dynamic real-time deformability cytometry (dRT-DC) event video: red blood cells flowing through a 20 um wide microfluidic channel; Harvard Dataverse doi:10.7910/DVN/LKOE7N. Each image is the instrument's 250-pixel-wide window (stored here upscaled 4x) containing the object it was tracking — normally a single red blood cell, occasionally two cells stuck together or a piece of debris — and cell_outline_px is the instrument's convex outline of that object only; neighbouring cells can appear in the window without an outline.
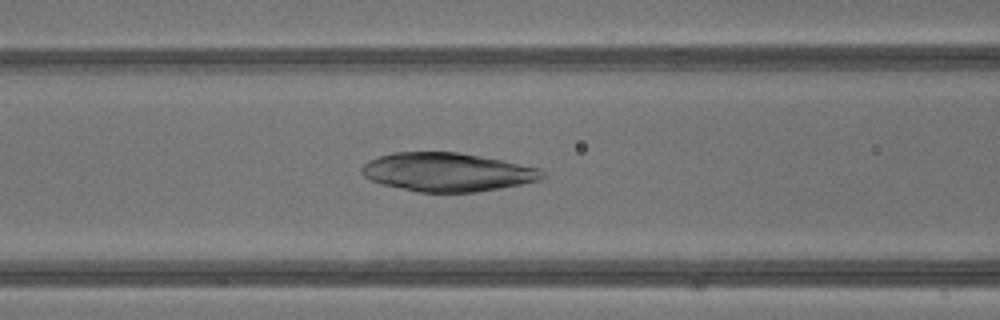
{"species": "common noctule bat (a hibernating species)", "species_latin": "Nyctalus noctula", "temperature_condition": "warm", "stored_images_in_passage": 37, "camera_frame_rate_fps": 3000, "um_per_image_px": 0.085, "animal": {"sex": "male", "body_mass_g": 13.3}, "frame": {"image": 1, "passage_image": 13, "time_ms": 4.0, "image_size_px": [1000, 320], "cell_outline_px": [[548, 176], [540, 180], [500, 188], [476, 192], [420, 192], [380, 184], [364, 176], [360, 172], [360, 168], [368, 160], [392, 152], [456, 152], [480, 156], [540, 168]], "centroid_in_image_um": [38.01, 14.63], "position_along_channel_um": 128.6, "area_um2": 40.58}}
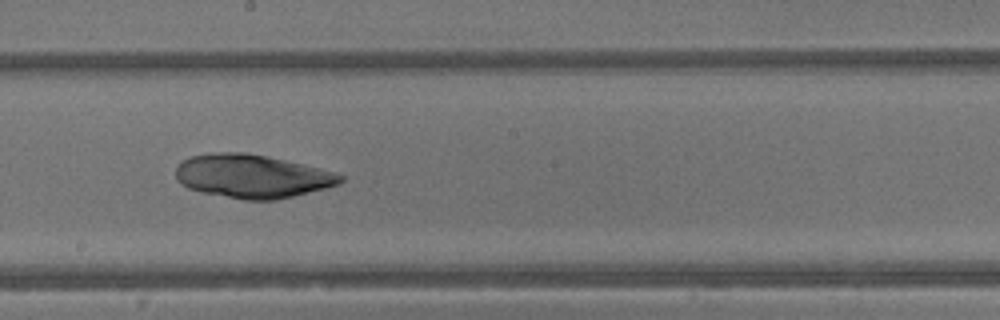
{"frame": {"image": 2, "passage_image": 19, "time_ms": 6.0, "image_size_px": [1000, 320], "cell_outline_px": [[344, 180], [340, 184], [276, 200], [244, 200], [200, 192], [188, 188], [180, 184], [176, 180], [176, 168], [188, 156], [212, 152], [244, 152], [268, 156], [320, 168], [336, 172], [344, 176]], "centroid_in_image_um": [21.41, 14.97], "position_along_channel_um": 226.8, "area_um2": 41.91}}
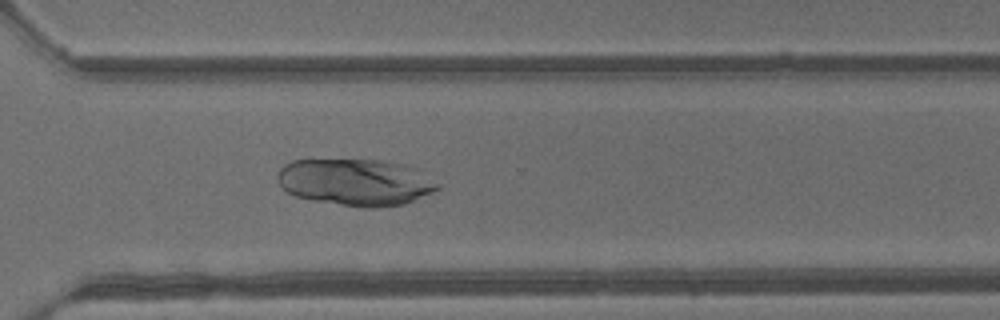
{"frame": {"image": 3, "passage_image": 26, "time_ms": 8.333, "image_size_px": [1000, 320], "cell_outline_px": [[444, 188], [436, 192], [404, 204], [376, 208], [364, 208], [312, 200], [296, 196], [288, 192], [280, 184], [276, 176], [280, 168], [284, 164], [292, 160], [380, 160], [404, 164], [416, 168], [440, 184]], "centroid_in_image_um": [30.28, 15.49], "position_along_channel_um": 340.3, "area_um2": 44.04}}